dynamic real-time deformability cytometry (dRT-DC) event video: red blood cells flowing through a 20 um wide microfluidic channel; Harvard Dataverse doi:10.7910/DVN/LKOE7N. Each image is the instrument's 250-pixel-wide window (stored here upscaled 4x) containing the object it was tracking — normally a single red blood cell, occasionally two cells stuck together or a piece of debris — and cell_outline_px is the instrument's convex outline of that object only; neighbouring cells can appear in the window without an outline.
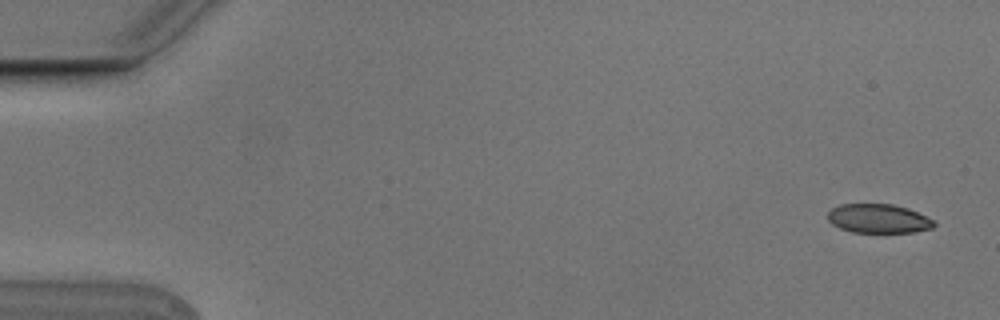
{"species": "Egyptian fruit bat (a non-hibernating species)", "species_latin": "Rousettus aegyptiacus", "temperature_condition": "cold", "stored_images_in_passage": 5, "camera_frame_rate_fps": 3000, "um_per_image_px": 0.085, "animal": {"sex": "male"}, "frame": {"image": 1, "passage_image": 1, "time_ms": 0.0, "image_size_px": [1000, 320], "cell_outline_px": [[936, 224], [932, 228], [912, 232], [852, 232], [840, 228], [832, 224], [828, 220], [828, 212], [832, 208], [840, 204], [892, 204], [908, 208], [932, 220]], "centroid_in_image_um": [74.63, 18.57], "position_along_channel_um": 10.4, "area_um2": 17.8}}